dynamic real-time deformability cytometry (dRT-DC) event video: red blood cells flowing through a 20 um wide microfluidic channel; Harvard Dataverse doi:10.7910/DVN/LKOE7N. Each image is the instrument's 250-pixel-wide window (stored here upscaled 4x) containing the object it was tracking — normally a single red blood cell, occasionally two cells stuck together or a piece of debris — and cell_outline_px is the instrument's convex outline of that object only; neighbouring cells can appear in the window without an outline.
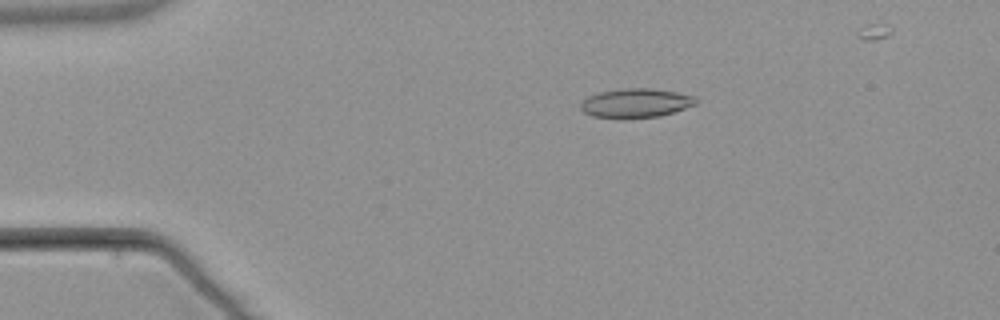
{"species": "common noctule bat (a hibernating species)", "species_latin": "Nyctalus noctula", "temperature_condition": "warm", "stored_images_in_passage": 8, "camera_frame_rate_fps": 3000, "um_per_image_px": 0.085, "animal": {"sex": "male", "body_mass_g": 21.5, "forearm_length_mm": 52.0}, "frame": {"image": 1, "passage_image": 3, "time_ms": 2.667, "image_size_px": [1000, 320], "cell_outline_px": [[696, 104], [660, 116], [616, 120], [592, 116], [584, 112], [580, 108], [580, 104], [588, 96], [600, 92], [624, 88], [648, 88], [676, 92], [696, 96]], "centroid_in_image_um": [54.0, 8.78], "position_along_channel_um": 31.0, "area_um2": 19.77}}
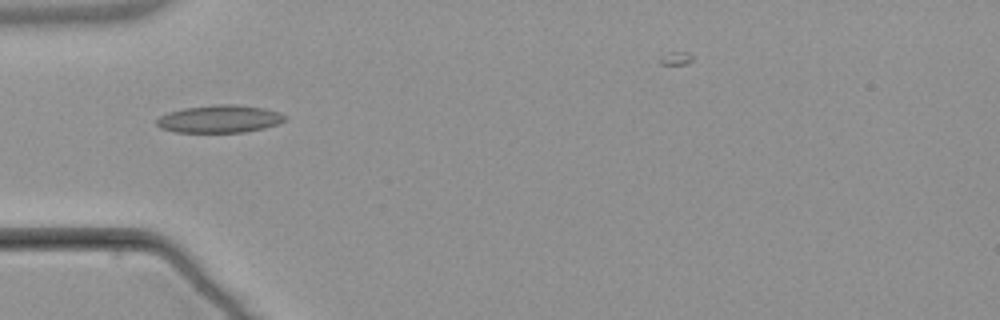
{"frame": {"image": 2, "passage_image": 5, "time_ms": 5.0, "image_size_px": [1000, 320], "cell_outline_px": [[288, 116], [284, 120], [276, 124], [264, 128], [244, 132], [176, 132], [160, 128], [156, 124], [156, 120], [160, 116], [168, 112], [184, 108], [216, 104], [236, 104], [264, 108], [280, 112]], "centroid_in_image_um": [18.66, 10.1], "position_along_channel_um": 66.3, "area_um2": 20.69}}
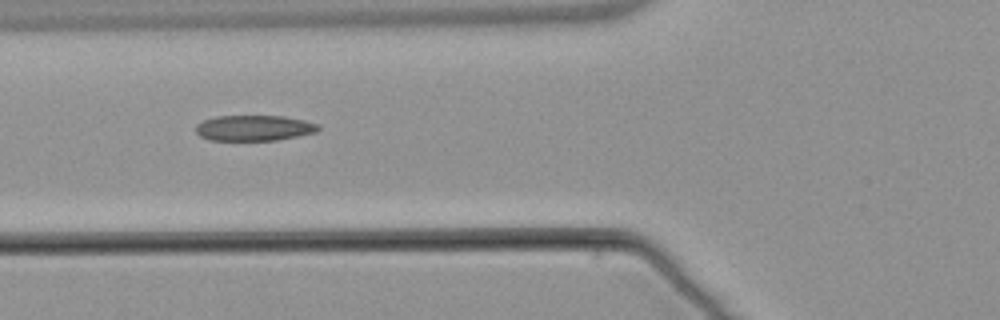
{"frame": {"image": 3, "passage_image": 6, "time_ms": 6.0, "image_size_px": [1000, 320], "cell_outline_px": [[320, 128], [316, 132], [276, 140], [208, 140], [200, 136], [196, 132], [196, 124], [204, 120], [216, 116], [284, 116], [304, 120], [320, 124]], "centroid_in_image_um": [21.59, 10.87], "position_along_channel_um": 104.2, "area_um2": 18.26}}